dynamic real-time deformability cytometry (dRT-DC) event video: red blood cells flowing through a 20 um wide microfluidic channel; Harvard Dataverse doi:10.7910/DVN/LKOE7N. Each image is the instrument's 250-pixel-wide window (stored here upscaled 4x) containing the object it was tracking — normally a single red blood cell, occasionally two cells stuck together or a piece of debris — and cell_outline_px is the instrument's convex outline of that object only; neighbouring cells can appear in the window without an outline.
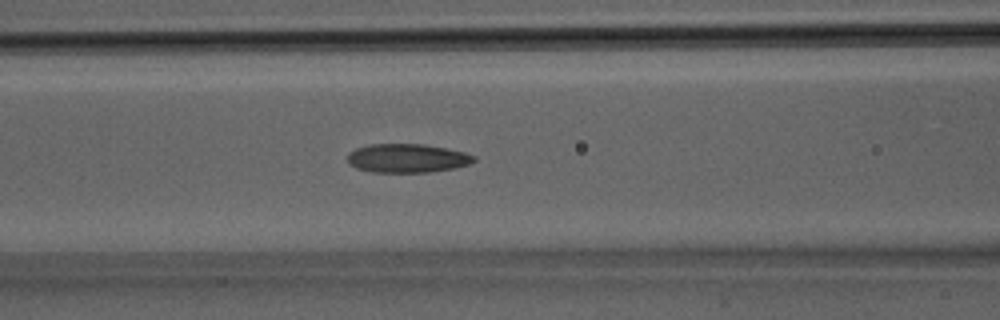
{"species": "Egyptian fruit bat (a non-hibernating species)", "species_latin": "Rousettus aegyptiacus", "temperature_condition": "room temperature", "stored_images_in_passage": 26, "camera_frame_rate_fps": 3000, "um_per_image_px": 0.085, "animal": {"sex": "male"}, "frame": {"image": 1, "passage_image": 8, "time_ms": 2.333, "image_size_px": [1000, 320], "cell_outline_px": [[476, 160], [468, 164], [452, 168], [428, 172], [372, 172], [356, 168], [348, 164], [348, 152], [356, 148], [368, 144], [424, 144], [464, 152], [476, 156]], "centroid_in_image_um": [34.57, 13.44], "position_along_channel_um": 132.0, "area_um2": 21.15}}
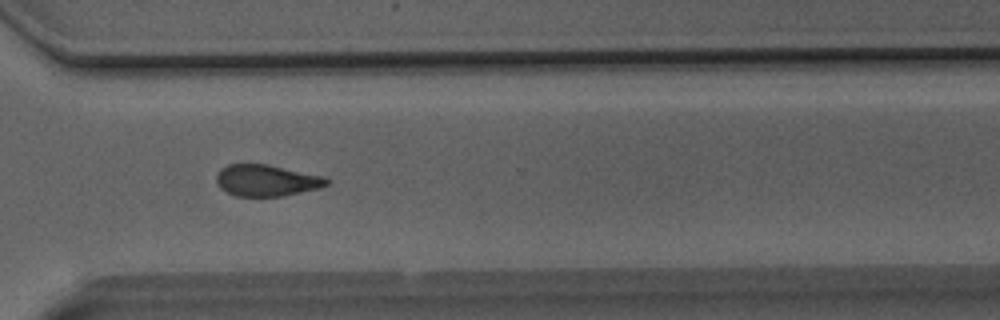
{"frame": {"image": 2, "passage_image": 18, "time_ms": 5.667, "image_size_px": [1000, 320], "cell_outline_px": [[332, 180], [328, 184], [320, 188], [284, 196], [236, 196], [220, 188], [216, 180], [216, 172], [220, 168], [228, 164], [268, 164], [324, 176]], "centroid_in_image_um": [22.67, 15.33], "position_along_channel_um": 347.9, "area_um2": 20.46}}
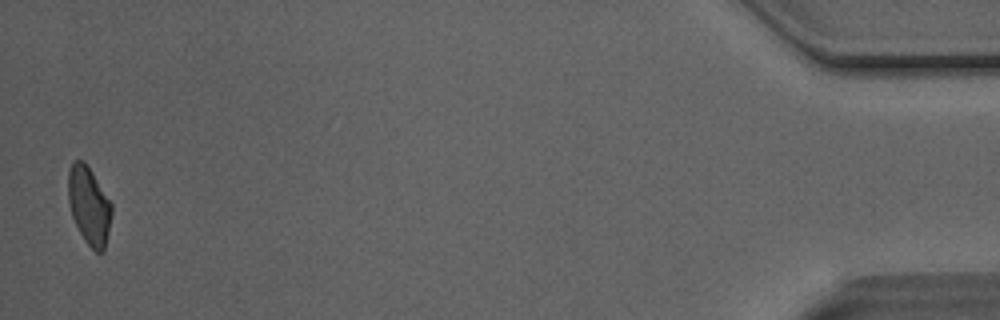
{"frame": {"image": 3, "passage_image": 26, "time_ms": 8.333, "image_size_px": [1000, 320], "cell_outline_px": [[112, 212], [104, 252], [96, 252], [84, 240], [72, 216], [68, 200], [68, 172], [72, 160], [84, 160], [92, 172], [112, 204]], "centroid_in_image_um": [7.56, 17.45], "position_along_channel_um": 427.6, "area_um2": 19.65}}